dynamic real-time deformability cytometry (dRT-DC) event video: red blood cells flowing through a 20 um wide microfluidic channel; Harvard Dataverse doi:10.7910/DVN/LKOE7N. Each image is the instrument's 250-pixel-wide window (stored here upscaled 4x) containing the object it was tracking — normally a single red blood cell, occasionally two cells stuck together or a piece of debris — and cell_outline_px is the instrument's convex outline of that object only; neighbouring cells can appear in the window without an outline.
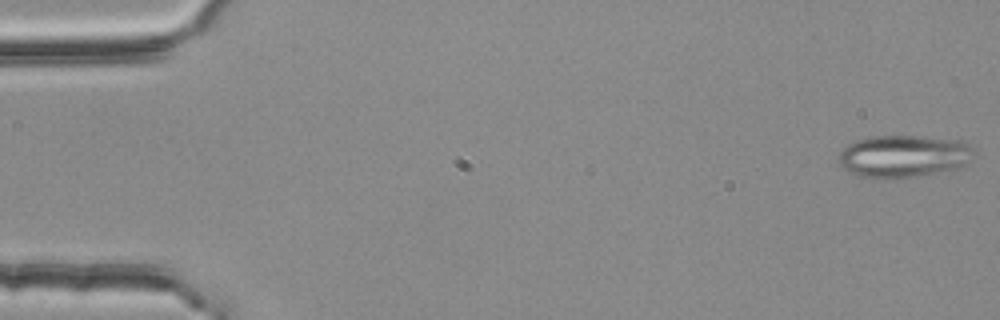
{"species": "common noctule bat (a hibernating species)", "species_latin": "Nyctalus noctula", "temperature_condition": "room temperature", "stored_images_in_passage": 5, "camera_frame_rate_fps": 3000, "um_per_image_px": 0.085, "animal": {"sex": "female", "body_mass_g": 25.1}, "frame": {"image": 1, "passage_image": 1, "time_ms": 0.0, "image_size_px": [1000, 320], "cell_outline_px": [[976, 152], [972, 160], [968, 164], [956, 168], [896, 180], [872, 180], [848, 172], [840, 164], [840, 148], [856, 140], [872, 136], [924, 136], [964, 140], [976, 148]], "centroid_in_image_um": [76.84, 13.29], "position_along_channel_um": 8.2, "area_um2": 34.39}}